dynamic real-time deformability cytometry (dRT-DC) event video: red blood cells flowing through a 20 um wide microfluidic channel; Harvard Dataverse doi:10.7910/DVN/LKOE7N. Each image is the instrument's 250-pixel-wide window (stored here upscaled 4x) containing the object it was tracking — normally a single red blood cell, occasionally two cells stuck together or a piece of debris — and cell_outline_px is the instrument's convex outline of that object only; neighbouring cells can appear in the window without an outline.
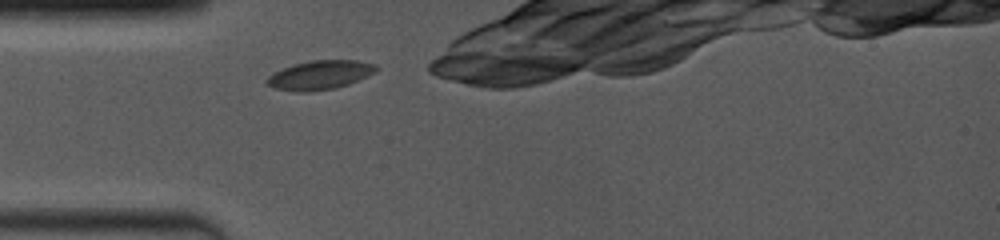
{"species": "common noctule bat (a hibernating species)", "species_latin": "Nyctalus noctula", "temperature_condition": "room temperature", "stored_images_in_passage": 1, "camera_frame_rate_fps": 4000, "um_per_image_px": 0.085, "animal": {"sex": "female", "body_mass_g": 19.0, "forearm_length_mm": 53.3}, "frame": {"image": 1, "passage_image": 1, "time_ms": 0.0, "image_size_px": [1000, 240], "cell_outline_px": [[380, 68], [376, 72], [368, 76], [348, 84], [336, 88], [308, 92], [296, 92], [272, 88], [264, 84], [264, 80], [272, 72], [296, 64], [312, 60], [356, 60], [376, 64]], "centroid_in_image_um": [27.17, 6.39], "position_along_channel_um": 57.8, "area_um2": 18.79}}